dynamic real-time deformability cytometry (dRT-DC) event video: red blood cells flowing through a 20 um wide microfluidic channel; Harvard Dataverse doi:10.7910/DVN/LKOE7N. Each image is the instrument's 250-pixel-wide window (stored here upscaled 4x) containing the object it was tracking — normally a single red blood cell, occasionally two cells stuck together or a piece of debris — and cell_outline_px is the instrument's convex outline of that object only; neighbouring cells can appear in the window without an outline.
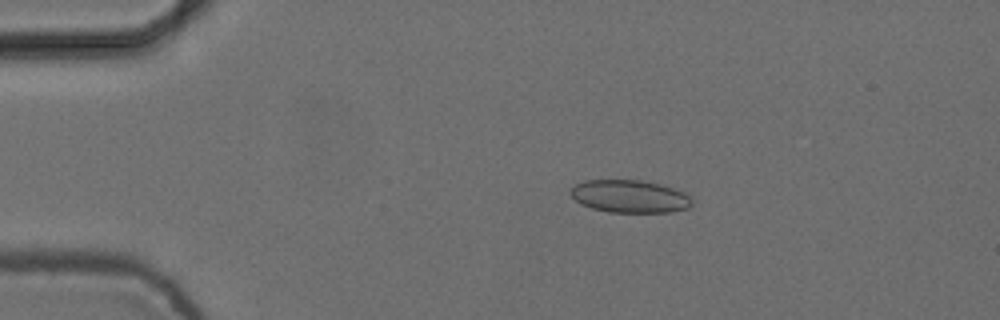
{"species": "common noctule bat (a hibernating species)", "species_latin": "Nyctalus noctula", "temperature_condition": "cold", "stored_images_in_passage": 6, "camera_frame_rate_fps": 3000, "um_per_image_px": 0.085, "animal": {"sex": "female", "body_mass_g": 24.6, "forearm_length_mm": 56.2}, "frame": {"image": 1, "passage_image": 3, "time_ms": 0.667, "image_size_px": [1000, 320], "cell_outline_px": [[692, 204], [688, 208], [672, 212], [608, 212], [592, 208], [580, 204], [568, 192], [576, 184], [584, 180], [640, 180], [660, 184], [684, 192], [692, 200]], "centroid_in_image_um": [53.51, 16.69], "position_along_channel_um": 31.5, "area_um2": 23.12}}
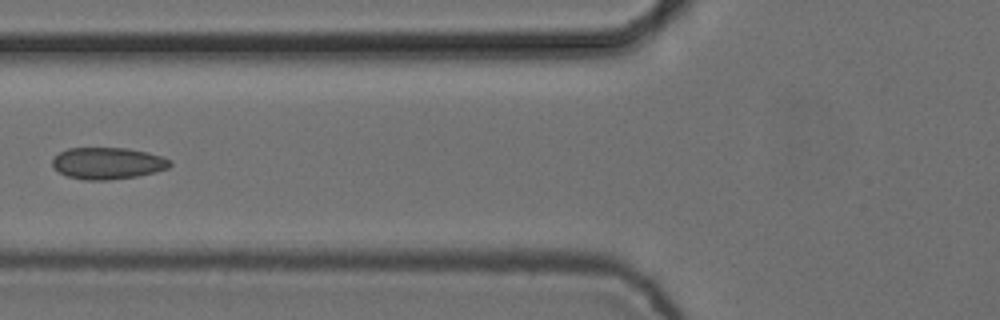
{"frame": {"image": 2, "passage_image": 6, "time_ms": 1.667, "image_size_px": [1000, 320], "cell_outline_px": [[172, 164], [168, 168], [156, 172], [136, 176], [108, 180], [84, 180], [68, 176], [60, 172], [52, 164], [52, 160], [60, 152], [68, 148], [128, 148], [148, 152], [164, 156], [172, 160]], "centroid_in_image_um": [9.21, 13.87], "position_along_channel_um": 116.6, "area_um2": 21.79}}